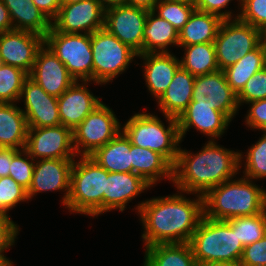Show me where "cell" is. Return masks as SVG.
<instances>
[{"label":"cell","instance_id":"obj_24","mask_svg":"<svg viewBox=\"0 0 266 266\" xmlns=\"http://www.w3.org/2000/svg\"><path fill=\"white\" fill-rule=\"evenodd\" d=\"M132 173L140 175L150 185L167 179L173 182V165L161 154L130 142Z\"/></svg>","mask_w":266,"mask_h":266},{"label":"cell","instance_id":"obj_26","mask_svg":"<svg viewBox=\"0 0 266 266\" xmlns=\"http://www.w3.org/2000/svg\"><path fill=\"white\" fill-rule=\"evenodd\" d=\"M222 21L223 19L216 14L195 9L179 31L178 46L214 43Z\"/></svg>","mask_w":266,"mask_h":266},{"label":"cell","instance_id":"obj_34","mask_svg":"<svg viewBox=\"0 0 266 266\" xmlns=\"http://www.w3.org/2000/svg\"><path fill=\"white\" fill-rule=\"evenodd\" d=\"M243 246L259 241L266 235V210L253 216L235 217L226 220Z\"/></svg>","mask_w":266,"mask_h":266},{"label":"cell","instance_id":"obj_29","mask_svg":"<svg viewBox=\"0 0 266 266\" xmlns=\"http://www.w3.org/2000/svg\"><path fill=\"white\" fill-rule=\"evenodd\" d=\"M143 41L144 53L170 52L169 47H178L179 32L167 20L148 11Z\"/></svg>","mask_w":266,"mask_h":266},{"label":"cell","instance_id":"obj_33","mask_svg":"<svg viewBox=\"0 0 266 266\" xmlns=\"http://www.w3.org/2000/svg\"><path fill=\"white\" fill-rule=\"evenodd\" d=\"M240 152V169L242 167L245 169L243 170V176L254 181L258 179H265L266 178V133L263 132L261 138L258 139L255 144H252L247 149V153ZM245 159V163L244 160ZM243 161V162H242ZM244 164V166H242Z\"/></svg>","mask_w":266,"mask_h":266},{"label":"cell","instance_id":"obj_18","mask_svg":"<svg viewBox=\"0 0 266 266\" xmlns=\"http://www.w3.org/2000/svg\"><path fill=\"white\" fill-rule=\"evenodd\" d=\"M181 143L187 131L194 128L201 134L208 136V140H216L228 129L231 120L215 106L197 105L190 102L188 107L177 118Z\"/></svg>","mask_w":266,"mask_h":266},{"label":"cell","instance_id":"obj_1","mask_svg":"<svg viewBox=\"0 0 266 266\" xmlns=\"http://www.w3.org/2000/svg\"><path fill=\"white\" fill-rule=\"evenodd\" d=\"M153 197L134 207L142 223L145 247L155 244L189 243L204 216L203 196L187 198L185 192Z\"/></svg>","mask_w":266,"mask_h":266},{"label":"cell","instance_id":"obj_5","mask_svg":"<svg viewBox=\"0 0 266 266\" xmlns=\"http://www.w3.org/2000/svg\"><path fill=\"white\" fill-rule=\"evenodd\" d=\"M108 171L89 156L74 159L66 209L72 214L91 216L104 213V192Z\"/></svg>","mask_w":266,"mask_h":266},{"label":"cell","instance_id":"obj_4","mask_svg":"<svg viewBox=\"0 0 266 266\" xmlns=\"http://www.w3.org/2000/svg\"><path fill=\"white\" fill-rule=\"evenodd\" d=\"M189 245L199 266L239 265L244 246L226 220L205 216L200 220Z\"/></svg>","mask_w":266,"mask_h":266},{"label":"cell","instance_id":"obj_11","mask_svg":"<svg viewBox=\"0 0 266 266\" xmlns=\"http://www.w3.org/2000/svg\"><path fill=\"white\" fill-rule=\"evenodd\" d=\"M25 150L39 159H75L73 134L69 127H28Z\"/></svg>","mask_w":266,"mask_h":266},{"label":"cell","instance_id":"obj_46","mask_svg":"<svg viewBox=\"0 0 266 266\" xmlns=\"http://www.w3.org/2000/svg\"><path fill=\"white\" fill-rule=\"evenodd\" d=\"M12 162V148L0 147V178L9 176Z\"/></svg>","mask_w":266,"mask_h":266},{"label":"cell","instance_id":"obj_47","mask_svg":"<svg viewBox=\"0 0 266 266\" xmlns=\"http://www.w3.org/2000/svg\"><path fill=\"white\" fill-rule=\"evenodd\" d=\"M13 30L9 11L2 0H0V34Z\"/></svg>","mask_w":266,"mask_h":266},{"label":"cell","instance_id":"obj_28","mask_svg":"<svg viewBox=\"0 0 266 266\" xmlns=\"http://www.w3.org/2000/svg\"><path fill=\"white\" fill-rule=\"evenodd\" d=\"M89 157L108 172H132L130 140L122 131Z\"/></svg>","mask_w":266,"mask_h":266},{"label":"cell","instance_id":"obj_50","mask_svg":"<svg viewBox=\"0 0 266 266\" xmlns=\"http://www.w3.org/2000/svg\"><path fill=\"white\" fill-rule=\"evenodd\" d=\"M260 45L263 49L264 68H266V34L264 33Z\"/></svg>","mask_w":266,"mask_h":266},{"label":"cell","instance_id":"obj_42","mask_svg":"<svg viewBox=\"0 0 266 266\" xmlns=\"http://www.w3.org/2000/svg\"><path fill=\"white\" fill-rule=\"evenodd\" d=\"M238 266H266V235L259 241L244 246Z\"/></svg>","mask_w":266,"mask_h":266},{"label":"cell","instance_id":"obj_20","mask_svg":"<svg viewBox=\"0 0 266 266\" xmlns=\"http://www.w3.org/2000/svg\"><path fill=\"white\" fill-rule=\"evenodd\" d=\"M29 77L48 94L57 98L75 82L65 65L45 44L37 53Z\"/></svg>","mask_w":266,"mask_h":266},{"label":"cell","instance_id":"obj_25","mask_svg":"<svg viewBox=\"0 0 266 266\" xmlns=\"http://www.w3.org/2000/svg\"><path fill=\"white\" fill-rule=\"evenodd\" d=\"M16 104L0 102V147L22 150L26 146L28 125Z\"/></svg>","mask_w":266,"mask_h":266},{"label":"cell","instance_id":"obj_14","mask_svg":"<svg viewBox=\"0 0 266 266\" xmlns=\"http://www.w3.org/2000/svg\"><path fill=\"white\" fill-rule=\"evenodd\" d=\"M191 102H197V105L215 106L231 121L239 113L240 108L237 94L226 81L223 70L196 76Z\"/></svg>","mask_w":266,"mask_h":266},{"label":"cell","instance_id":"obj_30","mask_svg":"<svg viewBox=\"0 0 266 266\" xmlns=\"http://www.w3.org/2000/svg\"><path fill=\"white\" fill-rule=\"evenodd\" d=\"M144 249L142 266H199L189 243L155 244Z\"/></svg>","mask_w":266,"mask_h":266},{"label":"cell","instance_id":"obj_3","mask_svg":"<svg viewBox=\"0 0 266 266\" xmlns=\"http://www.w3.org/2000/svg\"><path fill=\"white\" fill-rule=\"evenodd\" d=\"M203 209L214 220L253 216L266 210V190L241 175L210 189L203 196Z\"/></svg>","mask_w":266,"mask_h":266},{"label":"cell","instance_id":"obj_19","mask_svg":"<svg viewBox=\"0 0 266 266\" xmlns=\"http://www.w3.org/2000/svg\"><path fill=\"white\" fill-rule=\"evenodd\" d=\"M75 81L58 97V111L61 125L76 128L100 103L87 87L91 81Z\"/></svg>","mask_w":266,"mask_h":266},{"label":"cell","instance_id":"obj_16","mask_svg":"<svg viewBox=\"0 0 266 266\" xmlns=\"http://www.w3.org/2000/svg\"><path fill=\"white\" fill-rule=\"evenodd\" d=\"M28 127H55L61 125L58 98L48 94L40 85L28 77L23 85L19 102Z\"/></svg>","mask_w":266,"mask_h":266},{"label":"cell","instance_id":"obj_45","mask_svg":"<svg viewBox=\"0 0 266 266\" xmlns=\"http://www.w3.org/2000/svg\"><path fill=\"white\" fill-rule=\"evenodd\" d=\"M33 4L52 22L58 15L59 0H32Z\"/></svg>","mask_w":266,"mask_h":266},{"label":"cell","instance_id":"obj_49","mask_svg":"<svg viewBox=\"0 0 266 266\" xmlns=\"http://www.w3.org/2000/svg\"><path fill=\"white\" fill-rule=\"evenodd\" d=\"M98 1L105 10L111 7L125 5V0H98Z\"/></svg>","mask_w":266,"mask_h":266},{"label":"cell","instance_id":"obj_22","mask_svg":"<svg viewBox=\"0 0 266 266\" xmlns=\"http://www.w3.org/2000/svg\"><path fill=\"white\" fill-rule=\"evenodd\" d=\"M143 60L142 69L145 85L156 101L167 90L175 72L180 67V59L171 52L138 54Z\"/></svg>","mask_w":266,"mask_h":266},{"label":"cell","instance_id":"obj_41","mask_svg":"<svg viewBox=\"0 0 266 266\" xmlns=\"http://www.w3.org/2000/svg\"><path fill=\"white\" fill-rule=\"evenodd\" d=\"M20 230L19 225L11 217L0 215V264L2 266H14L12 260L3 253L15 245Z\"/></svg>","mask_w":266,"mask_h":266},{"label":"cell","instance_id":"obj_51","mask_svg":"<svg viewBox=\"0 0 266 266\" xmlns=\"http://www.w3.org/2000/svg\"><path fill=\"white\" fill-rule=\"evenodd\" d=\"M61 5H66V4H72V3H77L80 2L82 0H59Z\"/></svg>","mask_w":266,"mask_h":266},{"label":"cell","instance_id":"obj_21","mask_svg":"<svg viewBox=\"0 0 266 266\" xmlns=\"http://www.w3.org/2000/svg\"><path fill=\"white\" fill-rule=\"evenodd\" d=\"M153 187L140 175L132 172H109L104 192V214L112 210L123 212L127 203Z\"/></svg>","mask_w":266,"mask_h":266},{"label":"cell","instance_id":"obj_12","mask_svg":"<svg viewBox=\"0 0 266 266\" xmlns=\"http://www.w3.org/2000/svg\"><path fill=\"white\" fill-rule=\"evenodd\" d=\"M148 11L129 5L105 10L104 29L137 54H144L143 31Z\"/></svg>","mask_w":266,"mask_h":266},{"label":"cell","instance_id":"obj_10","mask_svg":"<svg viewBox=\"0 0 266 266\" xmlns=\"http://www.w3.org/2000/svg\"><path fill=\"white\" fill-rule=\"evenodd\" d=\"M115 112L100 103L76 128L72 130L76 155L90 156L122 131V123Z\"/></svg>","mask_w":266,"mask_h":266},{"label":"cell","instance_id":"obj_37","mask_svg":"<svg viewBox=\"0 0 266 266\" xmlns=\"http://www.w3.org/2000/svg\"><path fill=\"white\" fill-rule=\"evenodd\" d=\"M34 166L35 160L25 149L18 150L12 148V162L9 168V176L26 190L31 185Z\"/></svg>","mask_w":266,"mask_h":266},{"label":"cell","instance_id":"obj_7","mask_svg":"<svg viewBox=\"0 0 266 266\" xmlns=\"http://www.w3.org/2000/svg\"><path fill=\"white\" fill-rule=\"evenodd\" d=\"M91 49L93 83L101 86L123 74L138 55L104 28L91 34Z\"/></svg>","mask_w":266,"mask_h":266},{"label":"cell","instance_id":"obj_38","mask_svg":"<svg viewBox=\"0 0 266 266\" xmlns=\"http://www.w3.org/2000/svg\"><path fill=\"white\" fill-rule=\"evenodd\" d=\"M26 201L29 199L24 187L10 176L0 178V215L10 217L8 212Z\"/></svg>","mask_w":266,"mask_h":266},{"label":"cell","instance_id":"obj_32","mask_svg":"<svg viewBox=\"0 0 266 266\" xmlns=\"http://www.w3.org/2000/svg\"><path fill=\"white\" fill-rule=\"evenodd\" d=\"M264 68L263 49L259 45L237 63L223 70L231 89L238 94L256 72Z\"/></svg>","mask_w":266,"mask_h":266},{"label":"cell","instance_id":"obj_43","mask_svg":"<svg viewBox=\"0 0 266 266\" xmlns=\"http://www.w3.org/2000/svg\"><path fill=\"white\" fill-rule=\"evenodd\" d=\"M233 0H196L195 7L197 10L207 13H213L218 16H220L223 20L224 19H234L238 18L241 7H242V0H237L239 3L238 5V12L236 14H233L234 10H227L226 8L229 3H231ZM224 9V10H223Z\"/></svg>","mask_w":266,"mask_h":266},{"label":"cell","instance_id":"obj_36","mask_svg":"<svg viewBox=\"0 0 266 266\" xmlns=\"http://www.w3.org/2000/svg\"><path fill=\"white\" fill-rule=\"evenodd\" d=\"M195 9L194 4L159 0L152 11L160 18L167 20L179 32Z\"/></svg>","mask_w":266,"mask_h":266},{"label":"cell","instance_id":"obj_6","mask_svg":"<svg viewBox=\"0 0 266 266\" xmlns=\"http://www.w3.org/2000/svg\"><path fill=\"white\" fill-rule=\"evenodd\" d=\"M142 112L134 113L122 126V132L132 145L155 151L174 166L181 144L177 118L164 115L168 122L165 126L158 115Z\"/></svg>","mask_w":266,"mask_h":266},{"label":"cell","instance_id":"obj_31","mask_svg":"<svg viewBox=\"0 0 266 266\" xmlns=\"http://www.w3.org/2000/svg\"><path fill=\"white\" fill-rule=\"evenodd\" d=\"M178 47L184 51L180 66L193 76L206 75L219 70L214 43Z\"/></svg>","mask_w":266,"mask_h":266},{"label":"cell","instance_id":"obj_53","mask_svg":"<svg viewBox=\"0 0 266 266\" xmlns=\"http://www.w3.org/2000/svg\"><path fill=\"white\" fill-rule=\"evenodd\" d=\"M209 266H238V265H224V264H222V265H209Z\"/></svg>","mask_w":266,"mask_h":266},{"label":"cell","instance_id":"obj_2","mask_svg":"<svg viewBox=\"0 0 266 266\" xmlns=\"http://www.w3.org/2000/svg\"><path fill=\"white\" fill-rule=\"evenodd\" d=\"M239 156V150L224 148L216 140L207 141L197 153L179 147L172 184L188 195L204 196L213 187L239 176Z\"/></svg>","mask_w":266,"mask_h":266},{"label":"cell","instance_id":"obj_8","mask_svg":"<svg viewBox=\"0 0 266 266\" xmlns=\"http://www.w3.org/2000/svg\"><path fill=\"white\" fill-rule=\"evenodd\" d=\"M44 44L65 65L75 81H93L91 34L61 33L52 26Z\"/></svg>","mask_w":266,"mask_h":266},{"label":"cell","instance_id":"obj_9","mask_svg":"<svg viewBox=\"0 0 266 266\" xmlns=\"http://www.w3.org/2000/svg\"><path fill=\"white\" fill-rule=\"evenodd\" d=\"M263 32L239 18L224 19L214 41L219 70L237 63L261 42Z\"/></svg>","mask_w":266,"mask_h":266},{"label":"cell","instance_id":"obj_44","mask_svg":"<svg viewBox=\"0 0 266 266\" xmlns=\"http://www.w3.org/2000/svg\"><path fill=\"white\" fill-rule=\"evenodd\" d=\"M249 109L245 115V125L251 130L266 133V99L246 103Z\"/></svg>","mask_w":266,"mask_h":266},{"label":"cell","instance_id":"obj_52","mask_svg":"<svg viewBox=\"0 0 266 266\" xmlns=\"http://www.w3.org/2000/svg\"><path fill=\"white\" fill-rule=\"evenodd\" d=\"M165 1H176V2H183V3H186V4H194V5H195V2H196V0H165Z\"/></svg>","mask_w":266,"mask_h":266},{"label":"cell","instance_id":"obj_35","mask_svg":"<svg viewBox=\"0 0 266 266\" xmlns=\"http://www.w3.org/2000/svg\"><path fill=\"white\" fill-rule=\"evenodd\" d=\"M29 74L24 70L0 63V102H19L21 91Z\"/></svg>","mask_w":266,"mask_h":266},{"label":"cell","instance_id":"obj_39","mask_svg":"<svg viewBox=\"0 0 266 266\" xmlns=\"http://www.w3.org/2000/svg\"><path fill=\"white\" fill-rule=\"evenodd\" d=\"M261 99H266V68L256 72L237 94L239 107Z\"/></svg>","mask_w":266,"mask_h":266},{"label":"cell","instance_id":"obj_23","mask_svg":"<svg viewBox=\"0 0 266 266\" xmlns=\"http://www.w3.org/2000/svg\"><path fill=\"white\" fill-rule=\"evenodd\" d=\"M194 82L195 76L180 66L167 90L156 101L163 116L179 117L192 101Z\"/></svg>","mask_w":266,"mask_h":266},{"label":"cell","instance_id":"obj_40","mask_svg":"<svg viewBox=\"0 0 266 266\" xmlns=\"http://www.w3.org/2000/svg\"><path fill=\"white\" fill-rule=\"evenodd\" d=\"M238 18L266 32V0H242Z\"/></svg>","mask_w":266,"mask_h":266},{"label":"cell","instance_id":"obj_17","mask_svg":"<svg viewBox=\"0 0 266 266\" xmlns=\"http://www.w3.org/2000/svg\"><path fill=\"white\" fill-rule=\"evenodd\" d=\"M74 159H39L35 161L32 182L27 190L29 200L38 193L63 191L66 206L70 192V174Z\"/></svg>","mask_w":266,"mask_h":266},{"label":"cell","instance_id":"obj_15","mask_svg":"<svg viewBox=\"0 0 266 266\" xmlns=\"http://www.w3.org/2000/svg\"><path fill=\"white\" fill-rule=\"evenodd\" d=\"M44 37L33 32L10 30L0 34V63L31 73Z\"/></svg>","mask_w":266,"mask_h":266},{"label":"cell","instance_id":"obj_13","mask_svg":"<svg viewBox=\"0 0 266 266\" xmlns=\"http://www.w3.org/2000/svg\"><path fill=\"white\" fill-rule=\"evenodd\" d=\"M105 9L98 0L61 5L51 26L61 33L92 34L104 28Z\"/></svg>","mask_w":266,"mask_h":266},{"label":"cell","instance_id":"obj_27","mask_svg":"<svg viewBox=\"0 0 266 266\" xmlns=\"http://www.w3.org/2000/svg\"><path fill=\"white\" fill-rule=\"evenodd\" d=\"M7 7L14 30L45 36L51 21L33 4L32 0H2Z\"/></svg>","mask_w":266,"mask_h":266},{"label":"cell","instance_id":"obj_48","mask_svg":"<svg viewBox=\"0 0 266 266\" xmlns=\"http://www.w3.org/2000/svg\"><path fill=\"white\" fill-rule=\"evenodd\" d=\"M159 0H125V5L152 11Z\"/></svg>","mask_w":266,"mask_h":266}]
</instances>
